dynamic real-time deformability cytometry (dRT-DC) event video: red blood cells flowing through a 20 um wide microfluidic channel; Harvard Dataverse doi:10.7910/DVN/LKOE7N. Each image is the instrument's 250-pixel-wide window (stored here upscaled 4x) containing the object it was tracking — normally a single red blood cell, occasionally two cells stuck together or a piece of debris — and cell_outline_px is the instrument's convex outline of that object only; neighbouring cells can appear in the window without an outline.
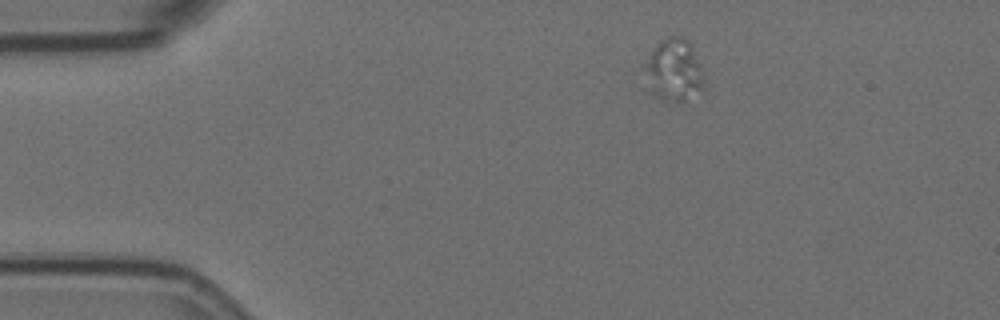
{"species": "Egyptian fruit bat (a non-hibernating species)", "species_latin": "Rousettus aegyptiacus", "temperature_condition": "room temperature", "stored_images_in_passage": 4, "camera_frame_rate_fps": 3000, "um_per_image_px": 0.085, "animal": {"sex": "female"}, "frame": {"image": 1, "passage_image": 1, "time_ms": 0.0, "image_size_px": [1000, 320], "cell_outline_px": [[704, 84], [684, 104], [680, 104], [660, 100], [652, 92], [644, 68], [644, 64], [656, 44], [660, 40], [668, 36], [680, 36], [688, 40], [692, 48], [704, 80]], "centroid_in_image_um": [57.25, 5.99], "position_along_channel_um": 27.7, "area_um2": 21.27}}
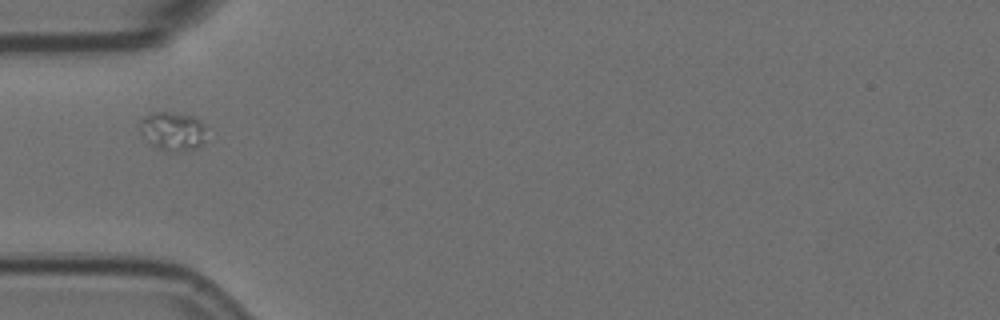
{"frame": {"image": 2, "passage_image": 4, "time_ms": 1.0, "image_size_px": [1000, 320], "cell_outline_px": [[204, 140], [196, 148], [184, 152], [164, 152], [152, 144], [140, 132], [140, 120], [144, 116], [152, 112], [172, 112], [196, 116], [204, 124]], "centroid_in_image_um": [14.68, 11.15], "position_along_channel_um": 70.3, "area_um2": 15.2}}